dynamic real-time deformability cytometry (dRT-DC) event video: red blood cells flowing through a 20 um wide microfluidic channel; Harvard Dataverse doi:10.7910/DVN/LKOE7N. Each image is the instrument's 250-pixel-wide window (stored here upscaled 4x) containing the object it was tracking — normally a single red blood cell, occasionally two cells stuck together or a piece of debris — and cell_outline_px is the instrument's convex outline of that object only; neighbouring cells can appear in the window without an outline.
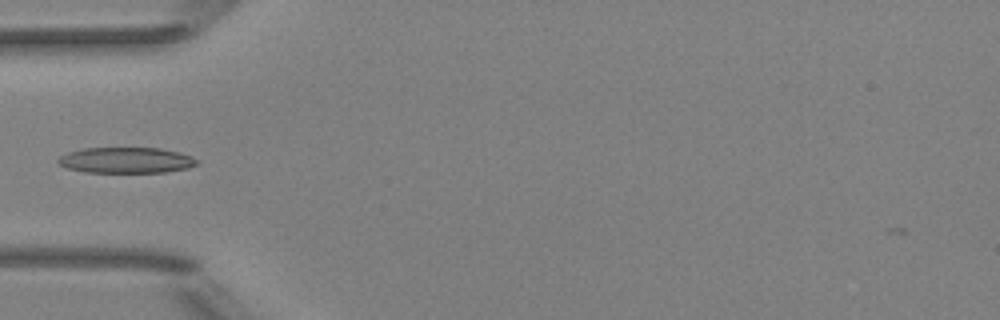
{"species": "Egyptian fruit bat (a non-hibernating species)", "species_latin": "Rousettus aegyptiacus", "temperature_condition": "room temperature", "stored_images_in_passage": 6, "camera_frame_rate_fps": 3000, "um_per_image_px": 0.085, "animal": {"sex": "female"}, "frame": {"image": 1, "passage_image": 5, "time_ms": 5.667, "image_size_px": [1000, 320], "cell_outline_px": [[200, 160], [196, 164], [188, 168], [164, 172], [84, 172], [68, 168], [60, 164], [56, 160], [60, 156], [68, 152], [84, 148], [160, 148], [180, 152], [192, 156]], "centroid_in_image_um": [10.74, 13.61], "position_along_channel_um": 74.3, "area_um2": 20.87}}
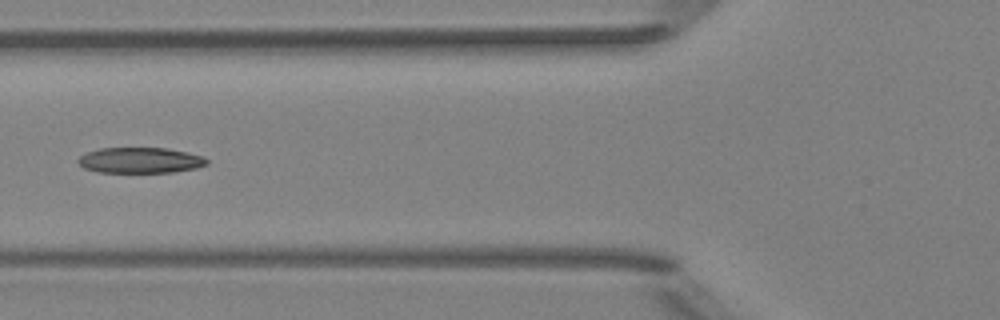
{"frame": {"image": 2, "passage_image": 6, "time_ms": 6.667, "image_size_px": [1000, 320], "cell_outline_px": [[208, 164], [196, 168], [172, 172], [96, 172], [84, 168], [76, 160], [80, 156], [88, 152], [100, 148], [168, 148], [188, 152], [200, 156], [208, 160]], "centroid_in_image_um": [11.91, 13.62], "position_along_channel_um": 113.9, "area_um2": 19.19}}